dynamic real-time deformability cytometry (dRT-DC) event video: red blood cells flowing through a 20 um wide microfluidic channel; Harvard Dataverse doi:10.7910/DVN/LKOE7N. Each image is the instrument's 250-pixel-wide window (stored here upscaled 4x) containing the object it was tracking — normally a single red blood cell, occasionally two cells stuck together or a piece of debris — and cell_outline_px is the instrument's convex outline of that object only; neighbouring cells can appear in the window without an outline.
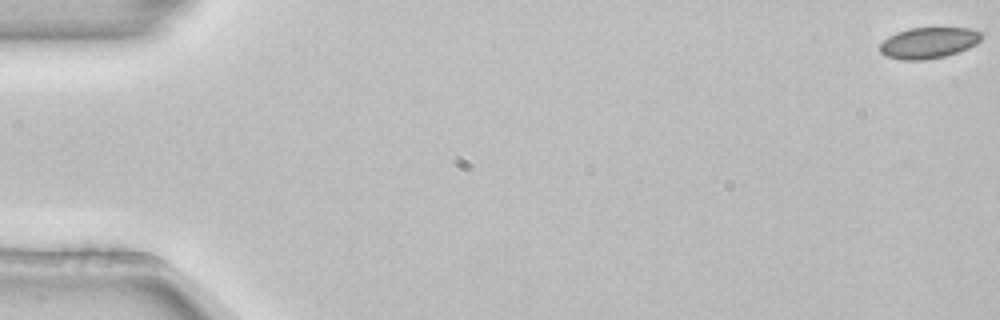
{"species": "common noctule bat (a hibernating species)", "species_latin": "Nyctalus noctula", "temperature_condition": "room temperature", "stored_images_in_passage": 6, "camera_frame_rate_fps": 3000, "um_per_image_px": 0.085, "animal": {"sex": "female", "body_mass_g": 22.7, "forearm_length_mm": 54.2}, "frame": {"image": 1, "passage_image": 1, "time_ms": 0.0, "image_size_px": [1000, 320], "cell_outline_px": [[984, 32], [980, 40], [976, 44], [968, 48], [944, 56], [924, 60], [904, 60], [884, 56], [880, 52], [880, 44], [888, 36], [896, 32], [908, 28], [972, 28]], "centroid_in_image_um": [78.93, 3.63], "position_along_channel_um": 6.1, "area_um2": 18.5}}
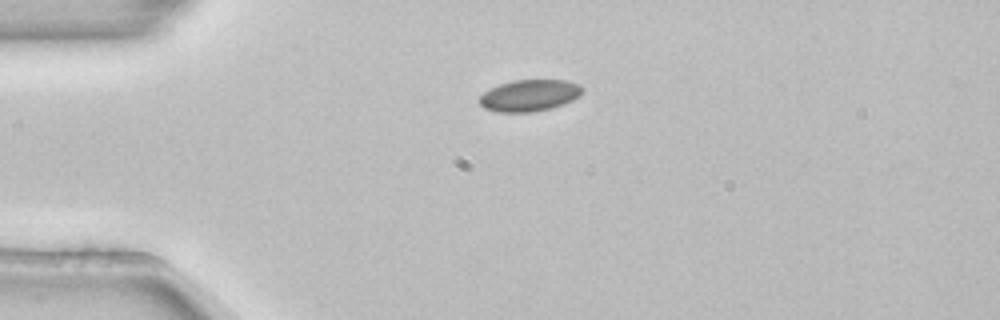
{"frame": {"image": 2, "passage_image": 4, "time_ms": 1.0, "image_size_px": [1000, 320], "cell_outline_px": [[584, 92], [580, 96], [564, 104], [552, 108], [532, 112], [496, 112], [484, 108], [480, 104], [480, 96], [484, 92], [500, 84], [512, 80], [564, 80], [580, 84], [584, 88]], "centroid_in_image_um": [45.04, 8.11], "position_along_channel_um": 40.0, "area_um2": 19.07}}